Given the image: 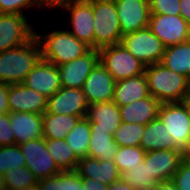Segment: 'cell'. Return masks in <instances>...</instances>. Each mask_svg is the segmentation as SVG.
<instances>
[{
    "label": "cell",
    "mask_w": 190,
    "mask_h": 190,
    "mask_svg": "<svg viewBox=\"0 0 190 190\" xmlns=\"http://www.w3.org/2000/svg\"><path fill=\"white\" fill-rule=\"evenodd\" d=\"M149 94L162 103L183 102L190 96V81L160 62L145 67Z\"/></svg>",
    "instance_id": "cell-1"
},
{
    "label": "cell",
    "mask_w": 190,
    "mask_h": 190,
    "mask_svg": "<svg viewBox=\"0 0 190 190\" xmlns=\"http://www.w3.org/2000/svg\"><path fill=\"white\" fill-rule=\"evenodd\" d=\"M40 59L41 49L35 36L22 46L0 52V83H23Z\"/></svg>",
    "instance_id": "cell-2"
},
{
    "label": "cell",
    "mask_w": 190,
    "mask_h": 190,
    "mask_svg": "<svg viewBox=\"0 0 190 190\" xmlns=\"http://www.w3.org/2000/svg\"><path fill=\"white\" fill-rule=\"evenodd\" d=\"M41 49V59L56 66L70 62L88 53L92 48L65 30H53L41 35L35 31Z\"/></svg>",
    "instance_id": "cell-3"
},
{
    "label": "cell",
    "mask_w": 190,
    "mask_h": 190,
    "mask_svg": "<svg viewBox=\"0 0 190 190\" xmlns=\"http://www.w3.org/2000/svg\"><path fill=\"white\" fill-rule=\"evenodd\" d=\"M94 17V49L121 42L119 18L114 0H92Z\"/></svg>",
    "instance_id": "cell-4"
},
{
    "label": "cell",
    "mask_w": 190,
    "mask_h": 190,
    "mask_svg": "<svg viewBox=\"0 0 190 190\" xmlns=\"http://www.w3.org/2000/svg\"><path fill=\"white\" fill-rule=\"evenodd\" d=\"M99 61L116 81L138 76L146 67L121 43L99 49Z\"/></svg>",
    "instance_id": "cell-5"
},
{
    "label": "cell",
    "mask_w": 190,
    "mask_h": 190,
    "mask_svg": "<svg viewBox=\"0 0 190 190\" xmlns=\"http://www.w3.org/2000/svg\"><path fill=\"white\" fill-rule=\"evenodd\" d=\"M120 43L146 66L161 62L165 51V46L149 27L124 34Z\"/></svg>",
    "instance_id": "cell-6"
},
{
    "label": "cell",
    "mask_w": 190,
    "mask_h": 190,
    "mask_svg": "<svg viewBox=\"0 0 190 190\" xmlns=\"http://www.w3.org/2000/svg\"><path fill=\"white\" fill-rule=\"evenodd\" d=\"M158 118L171 135L174 146L184 153L190 142V118L185 103H162Z\"/></svg>",
    "instance_id": "cell-7"
},
{
    "label": "cell",
    "mask_w": 190,
    "mask_h": 190,
    "mask_svg": "<svg viewBox=\"0 0 190 190\" xmlns=\"http://www.w3.org/2000/svg\"><path fill=\"white\" fill-rule=\"evenodd\" d=\"M28 168L38 179L55 176L61 172L49 154L46 139L43 137L19 145Z\"/></svg>",
    "instance_id": "cell-8"
},
{
    "label": "cell",
    "mask_w": 190,
    "mask_h": 190,
    "mask_svg": "<svg viewBox=\"0 0 190 190\" xmlns=\"http://www.w3.org/2000/svg\"><path fill=\"white\" fill-rule=\"evenodd\" d=\"M31 26L25 14L0 13V52L29 42L35 36Z\"/></svg>",
    "instance_id": "cell-9"
},
{
    "label": "cell",
    "mask_w": 190,
    "mask_h": 190,
    "mask_svg": "<svg viewBox=\"0 0 190 190\" xmlns=\"http://www.w3.org/2000/svg\"><path fill=\"white\" fill-rule=\"evenodd\" d=\"M148 27L165 47L190 40V25L181 15L151 14Z\"/></svg>",
    "instance_id": "cell-10"
},
{
    "label": "cell",
    "mask_w": 190,
    "mask_h": 190,
    "mask_svg": "<svg viewBox=\"0 0 190 190\" xmlns=\"http://www.w3.org/2000/svg\"><path fill=\"white\" fill-rule=\"evenodd\" d=\"M89 103L82 89L61 87L47 99L45 112L87 117Z\"/></svg>",
    "instance_id": "cell-11"
},
{
    "label": "cell",
    "mask_w": 190,
    "mask_h": 190,
    "mask_svg": "<svg viewBox=\"0 0 190 190\" xmlns=\"http://www.w3.org/2000/svg\"><path fill=\"white\" fill-rule=\"evenodd\" d=\"M122 35L149 26V0H114Z\"/></svg>",
    "instance_id": "cell-12"
},
{
    "label": "cell",
    "mask_w": 190,
    "mask_h": 190,
    "mask_svg": "<svg viewBox=\"0 0 190 190\" xmlns=\"http://www.w3.org/2000/svg\"><path fill=\"white\" fill-rule=\"evenodd\" d=\"M63 8L71 14L72 31L68 32L94 49L92 0H71Z\"/></svg>",
    "instance_id": "cell-13"
},
{
    "label": "cell",
    "mask_w": 190,
    "mask_h": 190,
    "mask_svg": "<svg viewBox=\"0 0 190 190\" xmlns=\"http://www.w3.org/2000/svg\"><path fill=\"white\" fill-rule=\"evenodd\" d=\"M98 62L99 50L91 49L85 55L57 66L61 86L82 89L86 78Z\"/></svg>",
    "instance_id": "cell-14"
},
{
    "label": "cell",
    "mask_w": 190,
    "mask_h": 190,
    "mask_svg": "<svg viewBox=\"0 0 190 190\" xmlns=\"http://www.w3.org/2000/svg\"><path fill=\"white\" fill-rule=\"evenodd\" d=\"M116 80L100 63L92 69L82 87L89 104L113 101Z\"/></svg>",
    "instance_id": "cell-15"
},
{
    "label": "cell",
    "mask_w": 190,
    "mask_h": 190,
    "mask_svg": "<svg viewBox=\"0 0 190 190\" xmlns=\"http://www.w3.org/2000/svg\"><path fill=\"white\" fill-rule=\"evenodd\" d=\"M23 84L47 98L62 87L57 66L43 59L27 74Z\"/></svg>",
    "instance_id": "cell-16"
},
{
    "label": "cell",
    "mask_w": 190,
    "mask_h": 190,
    "mask_svg": "<svg viewBox=\"0 0 190 190\" xmlns=\"http://www.w3.org/2000/svg\"><path fill=\"white\" fill-rule=\"evenodd\" d=\"M183 159L184 154L178 149L148 151L144 156L150 175L157 182L172 179Z\"/></svg>",
    "instance_id": "cell-17"
},
{
    "label": "cell",
    "mask_w": 190,
    "mask_h": 190,
    "mask_svg": "<svg viewBox=\"0 0 190 190\" xmlns=\"http://www.w3.org/2000/svg\"><path fill=\"white\" fill-rule=\"evenodd\" d=\"M47 97L25 86L23 83L10 84L8 102L10 112L43 114L47 107Z\"/></svg>",
    "instance_id": "cell-18"
},
{
    "label": "cell",
    "mask_w": 190,
    "mask_h": 190,
    "mask_svg": "<svg viewBox=\"0 0 190 190\" xmlns=\"http://www.w3.org/2000/svg\"><path fill=\"white\" fill-rule=\"evenodd\" d=\"M81 178L100 181L109 187L121 180V174L114 160H100L86 156L78 160L75 170Z\"/></svg>",
    "instance_id": "cell-19"
},
{
    "label": "cell",
    "mask_w": 190,
    "mask_h": 190,
    "mask_svg": "<svg viewBox=\"0 0 190 190\" xmlns=\"http://www.w3.org/2000/svg\"><path fill=\"white\" fill-rule=\"evenodd\" d=\"M9 120L17 145L43 137L42 114L9 112Z\"/></svg>",
    "instance_id": "cell-20"
},
{
    "label": "cell",
    "mask_w": 190,
    "mask_h": 190,
    "mask_svg": "<svg viewBox=\"0 0 190 190\" xmlns=\"http://www.w3.org/2000/svg\"><path fill=\"white\" fill-rule=\"evenodd\" d=\"M161 103L151 95L119 107L121 120L124 123L146 125L158 117Z\"/></svg>",
    "instance_id": "cell-21"
},
{
    "label": "cell",
    "mask_w": 190,
    "mask_h": 190,
    "mask_svg": "<svg viewBox=\"0 0 190 190\" xmlns=\"http://www.w3.org/2000/svg\"><path fill=\"white\" fill-rule=\"evenodd\" d=\"M145 73L116 81L113 102L119 107L149 97Z\"/></svg>",
    "instance_id": "cell-22"
},
{
    "label": "cell",
    "mask_w": 190,
    "mask_h": 190,
    "mask_svg": "<svg viewBox=\"0 0 190 190\" xmlns=\"http://www.w3.org/2000/svg\"><path fill=\"white\" fill-rule=\"evenodd\" d=\"M87 118L96 129L111 130L113 134L122 122L119 106L113 101L89 104Z\"/></svg>",
    "instance_id": "cell-23"
},
{
    "label": "cell",
    "mask_w": 190,
    "mask_h": 190,
    "mask_svg": "<svg viewBox=\"0 0 190 190\" xmlns=\"http://www.w3.org/2000/svg\"><path fill=\"white\" fill-rule=\"evenodd\" d=\"M140 147L145 151L177 149L163 122L157 117L145 125Z\"/></svg>",
    "instance_id": "cell-24"
},
{
    "label": "cell",
    "mask_w": 190,
    "mask_h": 190,
    "mask_svg": "<svg viewBox=\"0 0 190 190\" xmlns=\"http://www.w3.org/2000/svg\"><path fill=\"white\" fill-rule=\"evenodd\" d=\"M113 135L111 130L96 129V124H91L88 156L100 160H114L119 146L114 141Z\"/></svg>",
    "instance_id": "cell-25"
},
{
    "label": "cell",
    "mask_w": 190,
    "mask_h": 190,
    "mask_svg": "<svg viewBox=\"0 0 190 190\" xmlns=\"http://www.w3.org/2000/svg\"><path fill=\"white\" fill-rule=\"evenodd\" d=\"M160 63L190 81V40L165 47Z\"/></svg>",
    "instance_id": "cell-26"
},
{
    "label": "cell",
    "mask_w": 190,
    "mask_h": 190,
    "mask_svg": "<svg viewBox=\"0 0 190 190\" xmlns=\"http://www.w3.org/2000/svg\"><path fill=\"white\" fill-rule=\"evenodd\" d=\"M80 117L44 112L42 114L43 138L65 139Z\"/></svg>",
    "instance_id": "cell-27"
},
{
    "label": "cell",
    "mask_w": 190,
    "mask_h": 190,
    "mask_svg": "<svg viewBox=\"0 0 190 190\" xmlns=\"http://www.w3.org/2000/svg\"><path fill=\"white\" fill-rule=\"evenodd\" d=\"M46 146L55 164L61 171L76 170L79 158L65 139H46Z\"/></svg>",
    "instance_id": "cell-28"
},
{
    "label": "cell",
    "mask_w": 190,
    "mask_h": 190,
    "mask_svg": "<svg viewBox=\"0 0 190 190\" xmlns=\"http://www.w3.org/2000/svg\"><path fill=\"white\" fill-rule=\"evenodd\" d=\"M91 138V124L87 117L80 118L65 138L66 143L80 159L88 156Z\"/></svg>",
    "instance_id": "cell-29"
},
{
    "label": "cell",
    "mask_w": 190,
    "mask_h": 190,
    "mask_svg": "<svg viewBox=\"0 0 190 190\" xmlns=\"http://www.w3.org/2000/svg\"><path fill=\"white\" fill-rule=\"evenodd\" d=\"M37 190H85L83 178L74 171H61L55 176L38 180Z\"/></svg>",
    "instance_id": "cell-30"
},
{
    "label": "cell",
    "mask_w": 190,
    "mask_h": 190,
    "mask_svg": "<svg viewBox=\"0 0 190 190\" xmlns=\"http://www.w3.org/2000/svg\"><path fill=\"white\" fill-rule=\"evenodd\" d=\"M121 179L135 190H155L157 181L154 180L148 170V162L142 160L138 165L121 175Z\"/></svg>",
    "instance_id": "cell-31"
},
{
    "label": "cell",
    "mask_w": 190,
    "mask_h": 190,
    "mask_svg": "<svg viewBox=\"0 0 190 190\" xmlns=\"http://www.w3.org/2000/svg\"><path fill=\"white\" fill-rule=\"evenodd\" d=\"M38 179L26 167L13 168L0 178V187L26 189L36 186Z\"/></svg>",
    "instance_id": "cell-32"
},
{
    "label": "cell",
    "mask_w": 190,
    "mask_h": 190,
    "mask_svg": "<svg viewBox=\"0 0 190 190\" xmlns=\"http://www.w3.org/2000/svg\"><path fill=\"white\" fill-rule=\"evenodd\" d=\"M145 125L121 122L114 133V141L119 147L140 146Z\"/></svg>",
    "instance_id": "cell-33"
},
{
    "label": "cell",
    "mask_w": 190,
    "mask_h": 190,
    "mask_svg": "<svg viewBox=\"0 0 190 190\" xmlns=\"http://www.w3.org/2000/svg\"><path fill=\"white\" fill-rule=\"evenodd\" d=\"M145 154L146 152L140 146L119 147L114 156V163L122 175L144 160Z\"/></svg>",
    "instance_id": "cell-34"
},
{
    "label": "cell",
    "mask_w": 190,
    "mask_h": 190,
    "mask_svg": "<svg viewBox=\"0 0 190 190\" xmlns=\"http://www.w3.org/2000/svg\"><path fill=\"white\" fill-rule=\"evenodd\" d=\"M26 167V161L17 144L0 146V178L13 168Z\"/></svg>",
    "instance_id": "cell-35"
},
{
    "label": "cell",
    "mask_w": 190,
    "mask_h": 190,
    "mask_svg": "<svg viewBox=\"0 0 190 190\" xmlns=\"http://www.w3.org/2000/svg\"><path fill=\"white\" fill-rule=\"evenodd\" d=\"M181 0H149L150 13L155 15H180Z\"/></svg>",
    "instance_id": "cell-36"
},
{
    "label": "cell",
    "mask_w": 190,
    "mask_h": 190,
    "mask_svg": "<svg viewBox=\"0 0 190 190\" xmlns=\"http://www.w3.org/2000/svg\"><path fill=\"white\" fill-rule=\"evenodd\" d=\"M34 6H37L36 0H0V13L23 15V9Z\"/></svg>",
    "instance_id": "cell-37"
},
{
    "label": "cell",
    "mask_w": 190,
    "mask_h": 190,
    "mask_svg": "<svg viewBox=\"0 0 190 190\" xmlns=\"http://www.w3.org/2000/svg\"><path fill=\"white\" fill-rule=\"evenodd\" d=\"M173 182L178 190H190V162L183 159L173 175Z\"/></svg>",
    "instance_id": "cell-38"
},
{
    "label": "cell",
    "mask_w": 190,
    "mask_h": 190,
    "mask_svg": "<svg viewBox=\"0 0 190 190\" xmlns=\"http://www.w3.org/2000/svg\"><path fill=\"white\" fill-rule=\"evenodd\" d=\"M13 144L16 141L10 126L9 113L0 114V146Z\"/></svg>",
    "instance_id": "cell-39"
},
{
    "label": "cell",
    "mask_w": 190,
    "mask_h": 190,
    "mask_svg": "<svg viewBox=\"0 0 190 190\" xmlns=\"http://www.w3.org/2000/svg\"><path fill=\"white\" fill-rule=\"evenodd\" d=\"M10 84L0 83V114L9 113L8 92Z\"/></svg>",
    "instance_id": "cell-40"
},
{
    "label": "cell",
    "mask_w": 190,
    "mask_h": 190,
    "mask_svg": "<svg viewBox=\"0 0 190 190\" xmlns=\"http://www.w3.org/2000/svg\"><path fill=\"white\" fill-rule=\"evenodd\" d=\"M71 0H36L37 7H47V8H54V7H61L63 8L66 6Z\"/></svg>",
    "instance_id": "cell-41"
},
{
    "label": "cell",
    "mask_w": 190,
    "mask_h": 190,
    "mask_svg": "<svg viewBox=\"0 0 190 190\" xmlns=\"http://www.w3.org/2000/svg\"><path fill=\"white\" fill-rule=\"evenodd\" d=\"M83 186L85 190H108L109 186L102 184L100 181L83 178Z\"/></svg>",
    "instance_id": "cell-42"
},
{
    "label": "cell",
    "mask_w": 190,
    "mask_h": 190,
    "mask_svg": "<svg viewBox=\"0 0 190 190\" xmlns=\"http://www.w3.org/2000/svg\"><path fill=\"white\" fill-rule=\"evenodd\" d=\"M180 15L190 25V0L180 1Z\"/></svg>",
    "instance_id": "cell-43"
},
{
    "label": "cell",
    "mask_w": 190,
    "mask_h": 190,
    "mask_svg": "<svg viewBox=\"0 0 190 190\" xmlns=\"http://www.w3.org/2000/svg\"><path fill=\"white\" fill-rule=\"evenodd\" d=\"M155 190H178L172 179L160 181L155 186Z\"/></svg>",
    "instance_id": "cell-44"
},
{
    "label": "cell",
    "mask_w": 190,
    "mask_h": 190,
    "mask_svg": "<svg viewBox=\"0 0 190 190\" xmlns=\"http://www.w3.org/2000/svg\"><path fill=\"white\" fill-rule=\"evenodd\" d=\"M108 190H135L128 183H125L122 179L113 183Z\"/></svg>",
    "instance_id": "cell-45"
},
{
    "label": "cell",
    "mask_w": 190,
    "mask_h": 190,
    "mask_svg": "<svg viewBox=\"0 0 190 190\" xmlns=\"http://www.w3.org/2000/svg\"><path fill=\"white\" fill-rule=\"evenodd\" d=\"M186 105V108H187V113H188V116L190 118V96L187 97L184 101H183Z\"/></svg>",
    "instance_id": "cell-46"
},
{
    "label": "cell",
    "mask_w": 190,
    "mask_h": 190,
    "mask_svg": "<svg viewBox=\"0 0 190 190\" xmlns=\"http://www.w3.org/2000/svg\"><path fill=\"white\" fill-rule=\"evenodd\" d=\"M184 154V159L190 162V142L188 148L185 150Z\"/></svg>",
    "instance_id": "cell-47"
},
{
    "label": "cell",
    "mask_w": 190,
    "mask_h": 190,
    "mask_svg": "<svg viewBox=\"0 0 190 190\" xmlns=\"http://www.w3.org/2000/svg\"><path fill=\"white\" fill-rule=\"evenodd\" d=\"M0 190H37L36 186L26 188V189H12V188H5V187H0Z\"/></svg>",
    "instance_id": "cell-48"
}]
</instances>
